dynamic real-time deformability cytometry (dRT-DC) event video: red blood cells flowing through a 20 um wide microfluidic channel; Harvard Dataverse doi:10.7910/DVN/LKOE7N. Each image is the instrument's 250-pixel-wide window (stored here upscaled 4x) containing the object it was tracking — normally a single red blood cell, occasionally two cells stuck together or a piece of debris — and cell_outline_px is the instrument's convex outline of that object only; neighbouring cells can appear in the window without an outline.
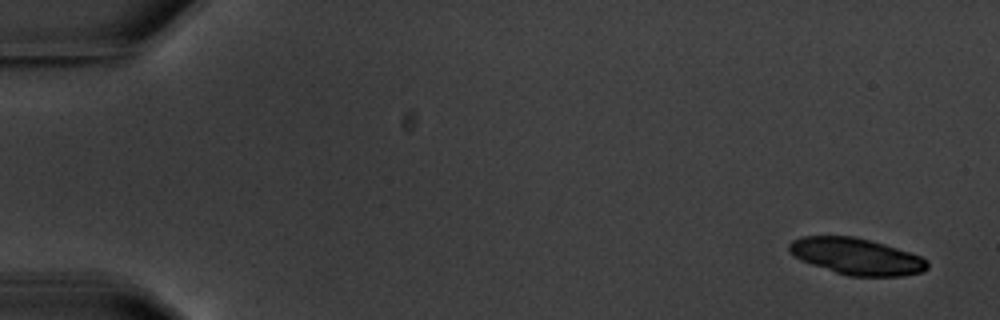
{"species": "common noctule bat (a hibernating species)", "species_latin": "Nyctalus noctula", "temperature_condition": "warm", "stored_images_in_passage": 5, "camera_frame_rate_fps": 3000, "um_per_image_px": 0.085, "animal": {"sex": "male", "body_mass_g": 20.1, "forearm_length_mm": 53.5}, "frame": {"image": 1, "passage_image": 1, "time_ms": 0.0, "image_size_px": [1000, 320], "cell_outline_px": [[928, 268], [920, 272], [900, 276], [848, 276], [800, 260], [792, 256], [788, 252], [788, 244], [792, 240], [800, 236], [856, 236], [884, 244], [920, 256], [928, 260]], "centroid_in_image_um": [72.75, 21.78], "position_along_channel_um": 12.3, "area_um2": 29.36}}